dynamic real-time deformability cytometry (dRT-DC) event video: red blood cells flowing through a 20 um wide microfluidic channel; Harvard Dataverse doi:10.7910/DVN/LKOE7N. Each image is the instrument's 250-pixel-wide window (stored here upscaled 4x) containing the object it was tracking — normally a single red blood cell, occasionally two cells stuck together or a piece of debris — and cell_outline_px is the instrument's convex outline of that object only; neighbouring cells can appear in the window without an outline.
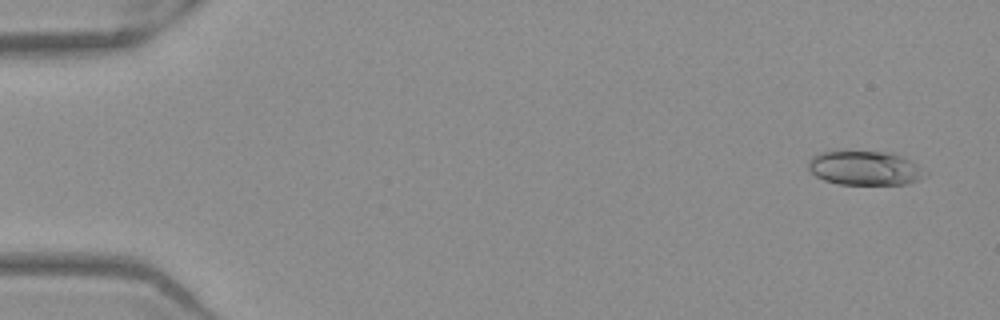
{"species": "Egyptian fruit bat (a non-hibernating species)", "species_latin": "Rousettus aegyptiacus", "temperature_condition": "warm", "stored_images_in_passage": 52, "camera_frame_rate_fps": 3000, "um_per_image_px": 0.085, "frame": {"image": 1, "passage_image": 3, "time_ms": 0.667, "image_size_px": [1000, 320], "cell_outline_px": [[928, 172], [924, 176], [908, 184], [840, 184], [824, 180], [816, 176], [808, 168], [808, 156], [820, 152], [892, 152], [916, 164]], "centroid_in_image_um": [73.48, 14.29], "position_along_channel_um": 11.5, "area_um2": 23.12}}
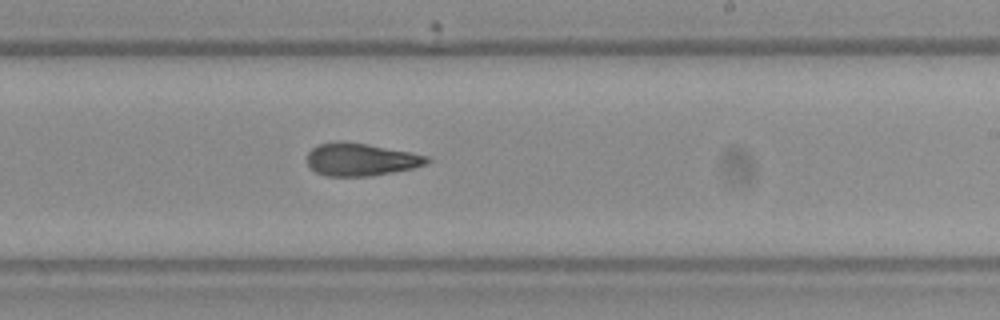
{"frame": {"image": 2, "passage_image": 32, "time_ms": 10.333, "image_size_px": [1000, 320], "cell_outline_px": [[432, 160], [428, 164], [412, 168], [372, 176], [324, 176], [316, 172], [308, 164], [308, 152], [312, 148], [320, 144], [340, 140], [368, 144], [428, 156]], "centroid_in_image_um": [30.67, 13.56], "position_along_channel_um": 258.3, "area_um2": 22.77}}
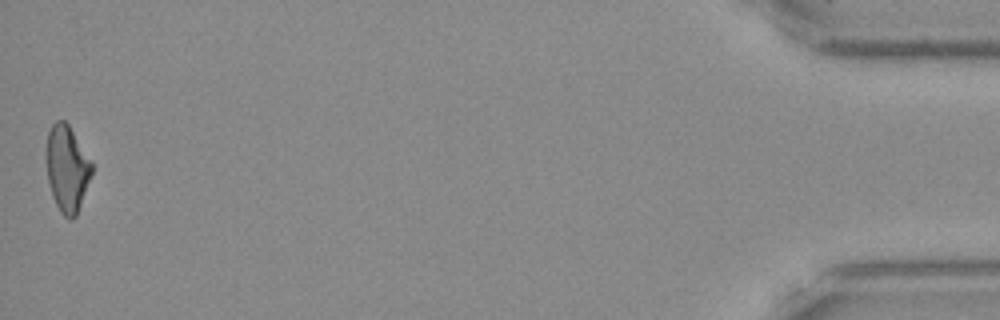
{"frame": {"image": 3, "passage_image": 52, "time_ms": 17.0, "image_size_px": [1000, 320], "cell_outline_px": [[92, 172], [76, 216], [72, 220], [68, 220], [60, 212], [52, 196], [48, 180], [44, 160], [44, 156], [48, 132], [52, 124], [56, 120], [64, 120], [68, 124], [92, 164]], "centroid_in_image_um": [5.64, 14.33], "position_along_channel_um": 429.6, "area_um2": 22.89}, "authors_computed_cell_mechanics": {"area_um2": 23.0044, "velocity_mm_per_s": 3.947, "shape_relaxation_time_tau1_ms": null, "shape_relaxation_time_tau2_ms": 4.2584, "deformation_change_tau1": null, "deformation_change_tau2": 0.1232}}